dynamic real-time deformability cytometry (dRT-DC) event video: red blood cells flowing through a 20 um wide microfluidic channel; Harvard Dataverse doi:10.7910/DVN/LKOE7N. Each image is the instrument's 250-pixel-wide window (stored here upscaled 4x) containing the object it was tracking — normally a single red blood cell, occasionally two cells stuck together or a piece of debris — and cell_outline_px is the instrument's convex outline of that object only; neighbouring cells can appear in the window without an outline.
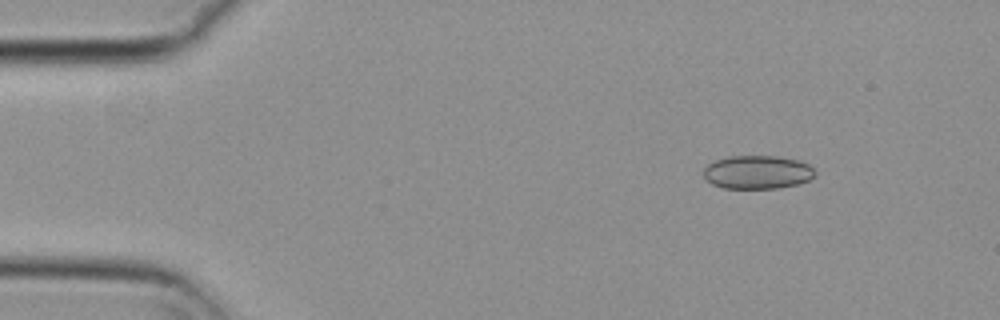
{"species": "common noctule bat (a hibernating species)", "species_latin": "Nyctalus noctula", "temperature_condition": "cold", "stored_images_in_passage": 49, "camera_frame_rate_fps": 3000, "um_per_image_px": 0.085, "animal": {"sex": "female", "body_mass_g": 29.2, "forearm_length_mm": 56.3}, "frame": {"image": 1, "passage_image": 1, "time_ms": 0.0, "image_size_px": [1000, 320], "cell_outline_px": [[816, 172], [808, 180], [796, 184], [780, 188], [724, 188], [712, 184], [704, 176], [704, 168], [708, 164], [716, 160], [728, 156], [776, 156], [800, 160], [808, 164]], "centroid_in_image_um": [64.38, 14.63], "position_along_channel_um": 20.6, "area_um2": 21.62}}
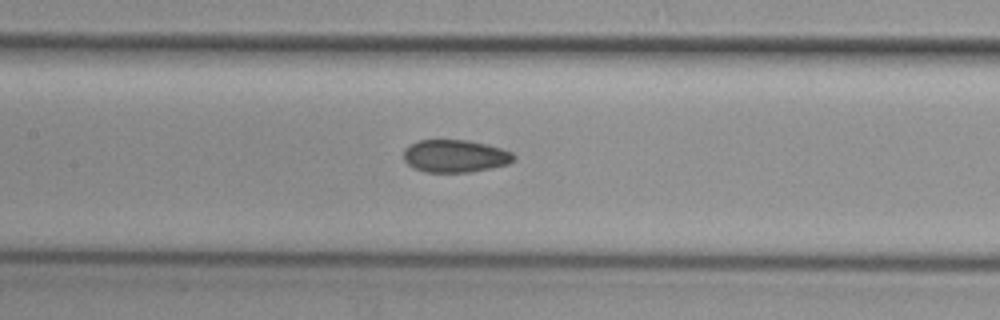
{"frame": {"image": 2, "passage_image": 20, "time_ms": 6.333, "image_size_px": [1000, 320], "cell_outline_px": [[516, 156], [508, 164], [492, 168], [472, 172], [424, 172], [412, 168], [404, 160], [404, 148], [408, 144], [420, 140], [468, 140], [488, 144], [512, 152]], "centroid_in_image_um": [38.66, 13.26], "position_along_channel_um": 168.7, "area_um2": 21.15}}
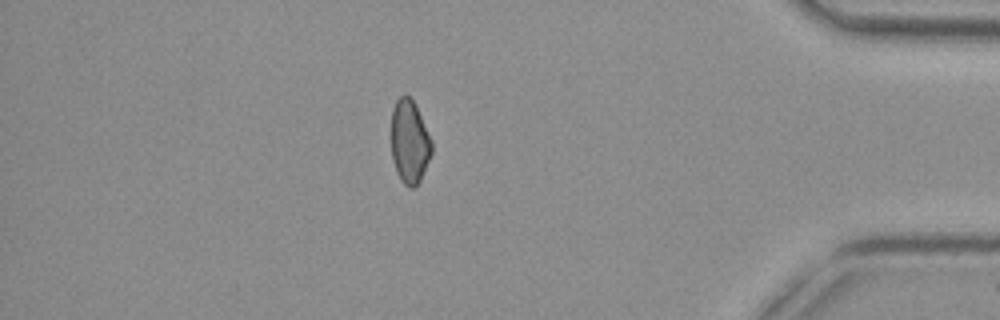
{"frame": {"image": 3, "passage_image": 42, "time_ms": 13.667, "image_size_px": [1000, 320], "cell_outline_px": [[432, 152], [420, 180], [416, 188], [408, 188], [400, 180], [396, 172], [392, 160], [392, 108], [396, 100], [404, 92], [416, 104], [432, 140]], "centroid_in_image_um": [34.81, 12.05], "position_along_channel_um": 400.4, "area_um2": 19.94}, "authors_computed_cell_mechanics": {"area_um2": 21.1548, "velocity_mm_per_s": 3.7277, "shape_relaxation_time_tau1_ms": null, "shape_relaxation_time_tau2_ms": 5.7006, "deformation_change_tau1": null, "deformation_change_tau2": 0.0938}}